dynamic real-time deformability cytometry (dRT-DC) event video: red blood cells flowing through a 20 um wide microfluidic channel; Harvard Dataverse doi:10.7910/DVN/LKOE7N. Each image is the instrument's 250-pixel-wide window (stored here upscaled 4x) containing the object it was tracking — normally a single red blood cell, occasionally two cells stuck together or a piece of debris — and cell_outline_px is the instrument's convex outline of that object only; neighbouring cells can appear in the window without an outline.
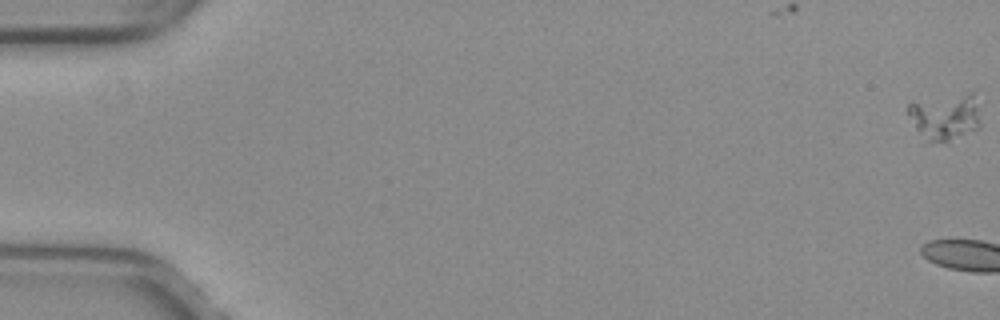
{"species": "common noctule bat (a hibernating species)", "species_latin": "Nyctalus noctula", "temperature_condition": "warm", "stored_images_in_passage": 4, "camera_frame_rate_fps": 3000, "um_per_image_px": 0.085, "animal": {"sex": "female", "body_mass_g": 29.2, "forearm_length_mm": 56.3}, "frame": {"image": 1, "passage_image": 1, "time_ms": 0.0, "image_size_px": [1000, 320], "cell_outline_px": [[980, 124], [976, 128], [948, 140], [928, 140], [916, 128], [908, 116], [908, 104], [968, 92], [972, 92]], "centroid_in_image_um": [80.31, 9.9], "position_along_channel_um": 4.7, "area_um2": 18.26}}